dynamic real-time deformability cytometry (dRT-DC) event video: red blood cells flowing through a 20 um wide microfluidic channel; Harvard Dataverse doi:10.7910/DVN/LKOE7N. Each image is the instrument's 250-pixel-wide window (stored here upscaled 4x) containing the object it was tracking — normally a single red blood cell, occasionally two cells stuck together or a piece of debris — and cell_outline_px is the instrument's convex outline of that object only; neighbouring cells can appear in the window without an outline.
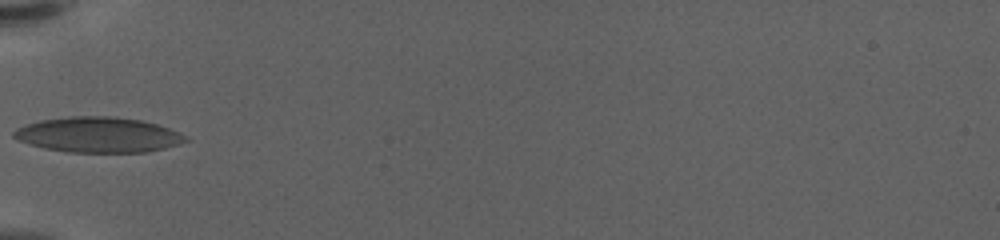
{"species": "human", "species_latin": "Homo sapiens", "temperature_condition": "warm", "stored_images_in_passage": 36, "camera_frame_rate_fps": 3000, "um_per_image_px": 0.085, "donor": {"sex": "female"}, "frame": {"image": 1, "passage_image": 1, "time_ms": 0.0, "image_size_px": [1000, 240], "cell_outline_px": [[192, 140], [180, 144], [148, 152], [68, 152], [44, 148], [28, 144], [16, 140], [12, 136], [12, 132], [16, 128], [40, 120], [72, 116], [112, 116], [140, 120], [156, 124], [180, 132], [188, 136]], "centroid_in_image_um": [8.37, 11.46], "position_along_channel_um": 76.6, "area_um2": 35.6}}
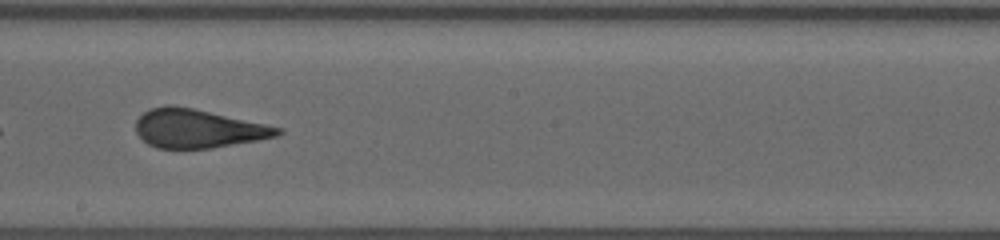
{"frame": {"image": 2, "passage_image": 14, "time_ms": 4.333, "image_size_px": [1000, 240], "cell_outline_px": [[284, 132], [276, 136], [256, 140], [212, 148], [156, 148], [148, 144], [136, 132], [136, 120], [144, 112], [152, 108], [164, 104], [172, 104], [192, 108], [284, 128]], "centroid_in_image_um": [16.81, 10.92], "position_along_channel_um": 231.4, "area_um2": 31.73}}
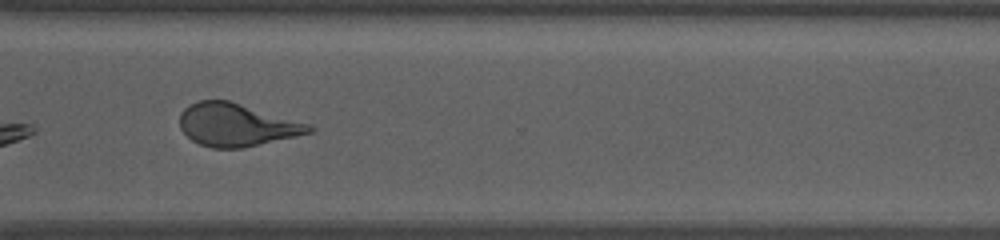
{"frame": {"image": 3, "passage_image": 24, "time_ms": 7.667, "image_size_px": [1000, 240], "cell_outline_px": [[316, 128], [312, 132], [296, 136], [244, 148], [212, 148], [200, 144], [192, 140], [180, 128], [180, 112], [188, 104], [200, 100], [228, 100], [312, 124]], "centroid_in_image_um": [20.12, 10.61], "position_along_channel_um": 350.5, "area_um2": 32.37}, "authors_computed_cell_mechanics": {"area_um2": 32.9749, "velocity_mm_per_s": 3.5789, "shape_relaxation_time_tau1_ms": null, "shape_relaxation_time_tau2_ms": 1.1523, "deformation_change_tau1": null, "deformation_change_tau2": 0.0997}}